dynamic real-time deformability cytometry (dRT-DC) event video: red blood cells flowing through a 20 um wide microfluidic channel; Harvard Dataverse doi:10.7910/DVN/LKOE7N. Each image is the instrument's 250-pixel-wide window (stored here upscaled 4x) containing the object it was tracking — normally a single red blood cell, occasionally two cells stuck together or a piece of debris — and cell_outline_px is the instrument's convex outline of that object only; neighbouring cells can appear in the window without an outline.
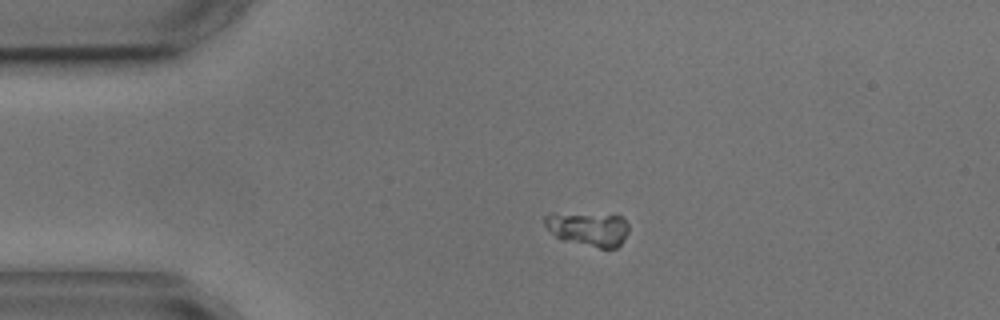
{"species": "common noctule bat (a hibernating species)", "species_latin": "Nyctalus noctula", "temperature_condition": "cold", "stored_images_in_passage": 3, "camera_frame_rate_fps": 3000, "um_per_image_px": 0.085, "animal": {"sex": "male", "body_mass_g": 17.9, "forearm_length_mm": 54.2}, "frame": {"image": 1, "passage_image": 2, "time_ms": 1.0, "image_size_px": [1000, 320], "cell_outline_px": [[628, 232], [624, 240], [616, 248], [600, 248], [560, 240], [544, 224], [544, 216], [552, 212], [620, 216], [628, 224]], "centroid_in_image_um": [49.98, 19.46], "position_along_channel_um": 35.0, "area_um2": 16.7}}